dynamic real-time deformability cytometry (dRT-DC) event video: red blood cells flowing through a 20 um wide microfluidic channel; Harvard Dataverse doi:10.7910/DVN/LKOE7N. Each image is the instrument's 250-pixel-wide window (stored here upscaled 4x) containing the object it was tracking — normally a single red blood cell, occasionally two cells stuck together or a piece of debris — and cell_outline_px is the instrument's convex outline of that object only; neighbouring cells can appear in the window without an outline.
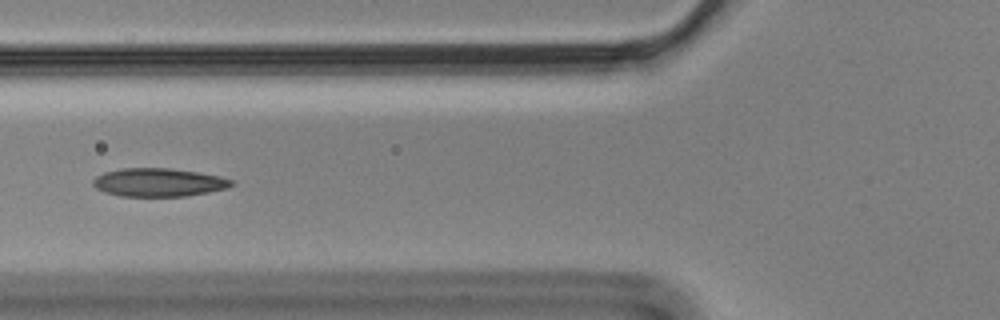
{"species": "Egyptian fruit bat (a non-hibernating species)", "species_latin": "Rousettus aegyptiacus", "temperature_condition": "cold", "stored_images_in_passage": 9, "camera_frame_rate_fps": 3000, "um_per_image_px": 0.085, "animal": {"sex": "male"}, "frame": {"image": 1, "passage_image": 6, "time_ms": 1.667, "image_size_px": [1000, 320], "cell_outline_px": [[236, 184], [228, 188], [208, 192], [184, 196], [120, 196], [104, 192], [96, 188], [92, 184], [92, 180], [96, 176], [104, 172], [124, 168], [168, 168], [196, 172], [220, 176], [236, 180]], "centroid_in_image_um": [13.51, 15.5], "position_along_channel_um": 112.3, "area_um2": 22.95}}
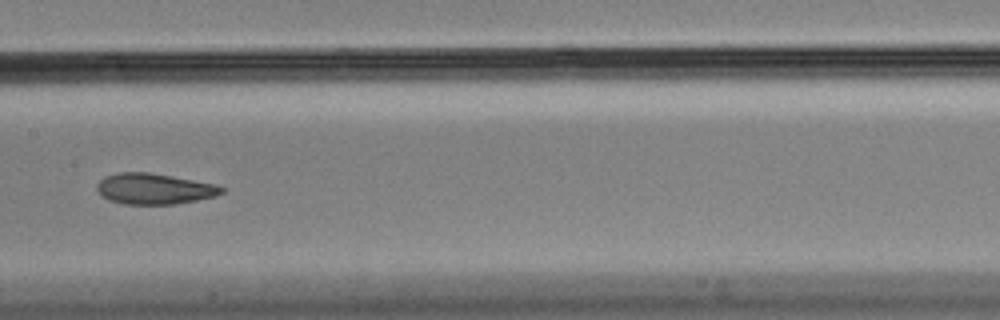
{"frame": {"image": 2, "passage_image": 8, "time_ms": 2.333, "image_size_px": [1000, 320], "cell_outline_px": [[228, 188], [224, 192], [216, 196], [176, 204], [124, 204], [108, 200], [96, 188], [96, 184], [104, 176], [120, 172], [148, 172], [216, 184]], "centroid_in_image_um": [13.14, 16.05], "position_along_channel_um": 194.3, "area_um2": 22.43}}
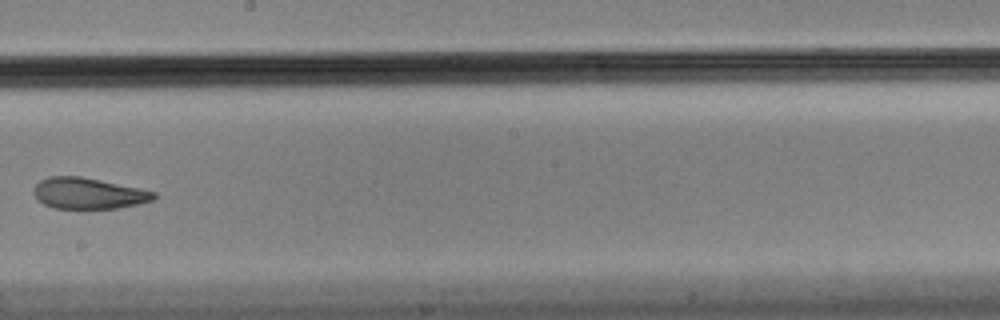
{"frame": {"image": 3, "passage_image": 9, "time_ms": 2.667, "image_size_px": [1000, 320], "cell_outline_px": [[156, 196], [152, 200], [120, 208], [56, 208], [44, 204], [36, 200], [32, 192], [36, 184], [40, 180], [48, 176], [80, 176], [140, 188], [156, 192]], "centroid_in_image_um": [7.47, 16.43], "position_along_channel_um": 240.7, "area_um2": 21.73}}